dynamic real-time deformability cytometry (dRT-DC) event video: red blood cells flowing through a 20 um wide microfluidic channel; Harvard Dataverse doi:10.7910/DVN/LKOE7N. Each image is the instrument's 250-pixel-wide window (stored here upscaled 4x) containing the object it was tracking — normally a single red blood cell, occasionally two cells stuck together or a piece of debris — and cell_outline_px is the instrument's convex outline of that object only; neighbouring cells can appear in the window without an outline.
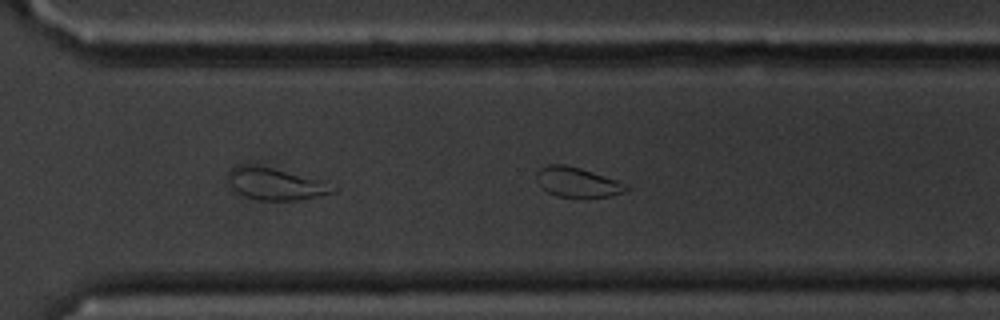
{"species": "common noctule bat (a hibernating species)", "species_latin": "Nyctalus noctula", "temperature_condition": "cold", "stored_images_in_passage": 25, "camera_frame_rate_fps": 3000, "um_per_image_px": 0.085, "animal": {"sex": "male", "body_mass_g": 20.1, "forearm_length_mm": 53.5}, "frame": {"image": 1, "passage_image": 25, "time_ms": 8.0, "image_size_px": [1000, 320], "cell_outline_px": [[632, 188], [624, 192], [612, 196], [556, 196], [548, 192], [536, 180], [536, 172], [540, 168], [548, 164], [564, 164], [580, 168], [628, 184]], "centroid_in_image_um": [49.09, 15.47], "position_along_channel_um": 321.5, "area_um2": 15.37}}